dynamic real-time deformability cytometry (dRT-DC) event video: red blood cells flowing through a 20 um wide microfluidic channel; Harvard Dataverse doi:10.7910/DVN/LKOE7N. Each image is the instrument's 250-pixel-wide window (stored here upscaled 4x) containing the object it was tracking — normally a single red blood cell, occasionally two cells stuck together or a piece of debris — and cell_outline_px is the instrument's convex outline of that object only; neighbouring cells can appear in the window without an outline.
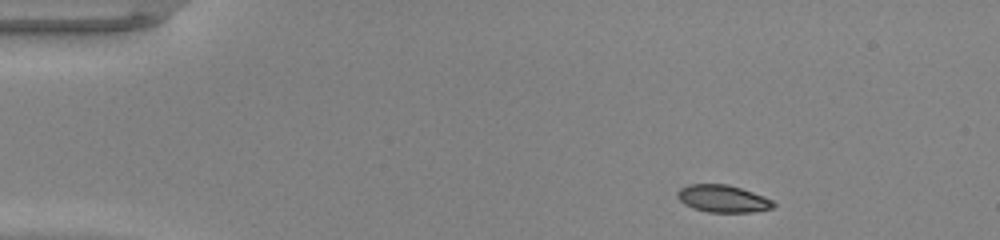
{"species": "common noctule bat (a hibernating species)", "species_latin": "Nyctalus noctula", "temperature_condition": "warm", "stored_images_in_passage": 42, "camera_frame_rate_fps": 3000, "um_per_image_px": 0.085, "animal": {"sex": "male", "body_mass_g": 20.0, "forearm_length_mm": 53.3}, "frame": {"image": 1, "passage_image": 1, "time_ms": 0.0, "image_size_px": [1000, 240], "cell_outline_px": [[776, 204], [772, 208], [752, 212], [708, 212], [692, 208], [684, 204], [676, 196], [676, 192], [680, 188], [688, 184], [728, 184], [764, 196], [772, 200]], "centroid_in_image_um": [61.41, 16.88], "position_along_channel_um": 23.6, "area_um2": 15.32}}
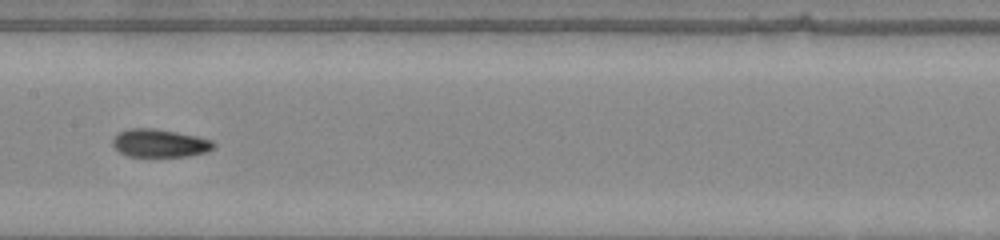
{"frame": {"image": 2, "passage_image": 19, "time_ms": 6.0, "image_size_px": [1000, 240], "cell_outline_px": [[216, 144], [208, 152], [188, 156], [128, 156], [120, 152], [112, 144], [112, 140], [120, 132], [128, 128], [156, 128], [196, 136], [212, 140]], "centroid_in_image_um": [13.59, 12.16], "position_along_channel_um": 193.8, "area_um2": 16.42}}
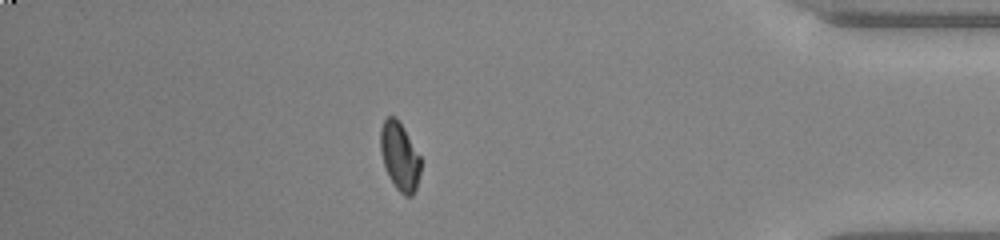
{"frame": {"image": 3, "passage_image": 36, "time_ms": 11.667, "image_size_px": [1000, 240], "cell_outline_px": [[420, 172], [416, 188], [412, 196], [404, 196], [396, 188], [388, 176], [380, 152], [380, 128], [384, 120], [388, 116], [396, 116], [404, 128], [420, 156]], "centroid_in_image_um": [33.96, 13.28], "position_along_channel_um": 401.2, "area_um2": 16.01}, "authors_computed_cell_mechanics": {"area_um2": 16.0684, "velocity_mm_per_s": 4.3049, "shape_relaxation_time_tau1_ms": null, "shape_relaxation_time_tau2_ms": 2.4523, "deformation_change_tau1": null, "deformation_change_tau2": 0.0775}}